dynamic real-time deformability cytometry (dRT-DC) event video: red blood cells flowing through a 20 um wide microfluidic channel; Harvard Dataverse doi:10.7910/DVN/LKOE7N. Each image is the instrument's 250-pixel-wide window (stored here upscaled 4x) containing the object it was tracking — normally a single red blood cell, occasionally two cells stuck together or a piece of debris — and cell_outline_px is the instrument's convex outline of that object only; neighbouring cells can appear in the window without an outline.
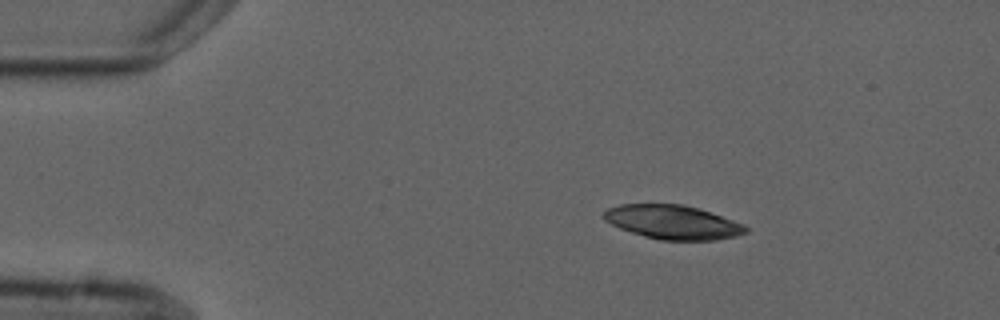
{"species": "common noctule bat (a hibernating species)", "species_latin": "Nyctalus noctula", "temperature_condition": "cold", "stored_images_in_passage": 3, "camera_frame_rate_fps": 3000, "um_per_image_px": 0.085, "animal": {"sex": "male", "forearm_length_mm": 52.5}, "frame": {"image": 1, "passage_image": 1, "time_ms": 0.0, "image_size_px": [1000, 320], "cell_outline_px": [[748, 232], [736, 236], [716, 240], [660, 240], [644, 236], [620, 228], [604, 220], [600, 216], [608, 208], [620, 204], [680, 204], [700, 208], [744, 224], [748, 228]], "centroid_in_image_um": [57.19, 18.88], "position_along_channel_um": 27.8, "area_um2": 28.21}}